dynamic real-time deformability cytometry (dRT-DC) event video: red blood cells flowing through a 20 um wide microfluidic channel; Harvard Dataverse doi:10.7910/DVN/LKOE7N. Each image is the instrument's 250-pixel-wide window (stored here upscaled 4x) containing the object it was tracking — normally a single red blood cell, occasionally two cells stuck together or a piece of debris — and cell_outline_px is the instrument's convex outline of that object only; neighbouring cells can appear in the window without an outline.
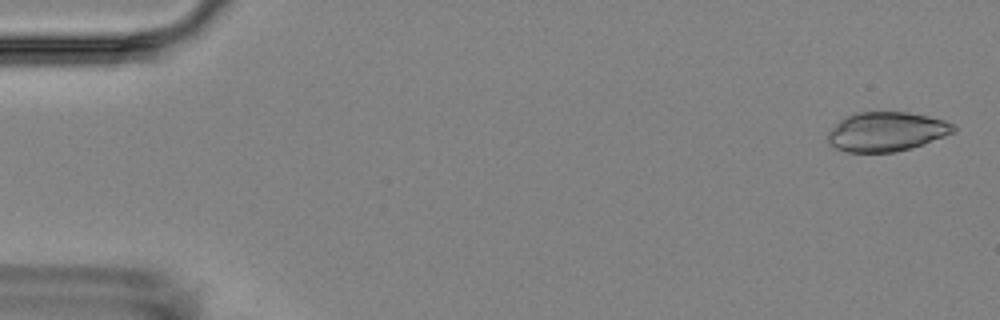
{"species": "Egyptian fruit bat (a non-hibernating species)", "species_latin": "Rousettus aegyptiacus", "temperature_condition": "room temperature", "stored_images_in_passage": 5, "camera_frame_rate_fps": 3000, "um_per_image_px": 0.085, "animal": {"sex": "female"}, "frame": {"image": 1, "passage_image": 1, "time_ms": 0.0, "image_size_px": [1000, 320], "cell_outline_px": [[956, 132], [924, 144], [912, 148], [896, 152], [844, 152], [828, 144], [828, 132], [840, 120], [856, 112], [908, 112], [928, 116], [944, 120], [956, 124]], "centroid_in_image_um": [75.38, 11.2], "position_along_channel_um": 9.6, "area_um2": 29.02}}
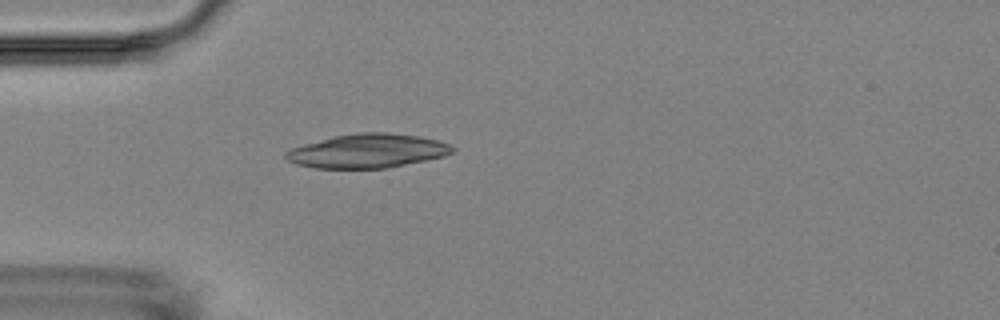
{"frame": {"image": 2, "passage_image": 5, "time_ms": 4.667, "image_size_px": [1000, 320], "cell_outline_px": [[456, 148], [452, 152], [444, 156], [428, 160], [384, 168], [316, 168], [296, 164], [288, 160], [284, 156], [284, 152], [292, 148], [304, 144], [336, 136], [360, 132], [388, 132], [420, 136], [440, 140]], "centroid_in_image_um": [31.27, 12.82], "position_along_channel_um": 53.7, "area_um2": 32.89}}